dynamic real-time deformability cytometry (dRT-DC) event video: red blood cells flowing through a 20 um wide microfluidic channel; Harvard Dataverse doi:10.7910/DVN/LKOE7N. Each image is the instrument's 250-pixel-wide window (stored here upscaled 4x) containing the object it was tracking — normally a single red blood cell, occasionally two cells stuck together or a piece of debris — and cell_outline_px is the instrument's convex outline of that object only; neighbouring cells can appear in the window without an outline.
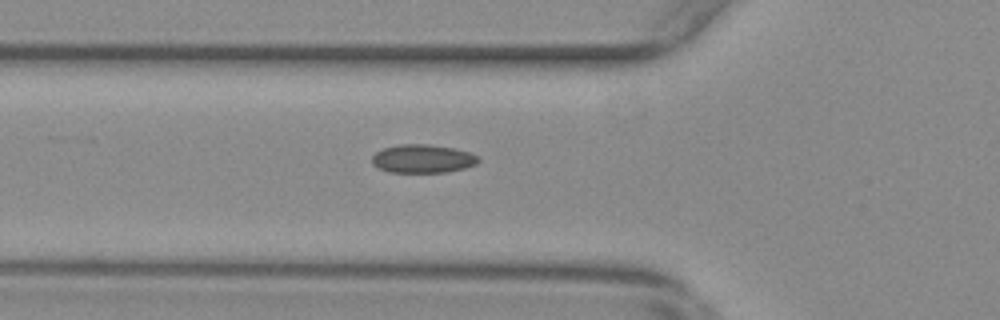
{"species": "common noctule bat (a hibernating species)", "species_latin": "Nyctalus noctula", "temperature_condition": "warm", "stored_images_in_passage": 44, "camera_frame_rate_fps": 3000, "um_per_image_px": 0.085, "animal": {"sex": "female", "body_mass_g": 29.2, "forearm_length_mm": 56.3}, "frame": {"image": 1, "passage_image": 11, "time_ms": 3.333, "image_size_px": [1000, 320], "cell_outline_px": [[480, 160], [476, 164], [464, 168], [444, 172], [388, 172], [372, 164], [372, 156], [376, 152], [384, 148], [400, 144], [428, 144], [456, 148], [480, 156]], "centroid_in_image_um": [35.95, 13.48], "position_along_channel_um": 89.9, "area_um2": 17.63}}
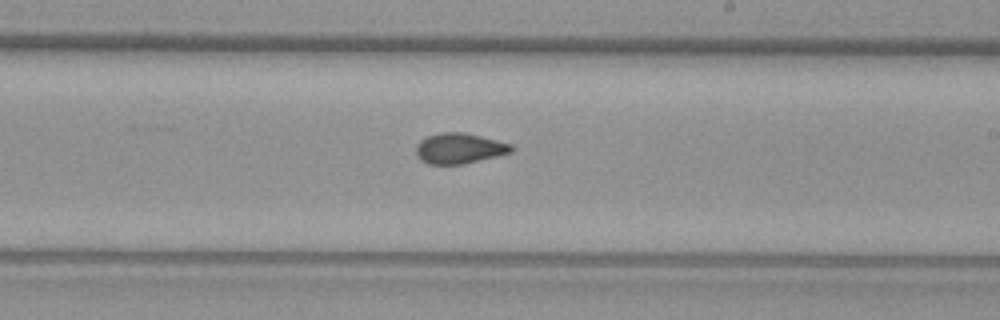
{"frame": {"image": 2, "passage_image": 24, "time_ms": 7.667, "image_size_px": [1000, 320], "cell_outline_px": [[516, 148], [512, 152], [460, 164], [428, 164], [420, 160], [416, 156], [416, 144], [420, 140], [428, 136], [440, 132], [464, 132], [512, 144]], "centroid_in_image_um": [39.02, 12.6], "position_along_channel_um": 250.0, "area_um2": 16.88}}
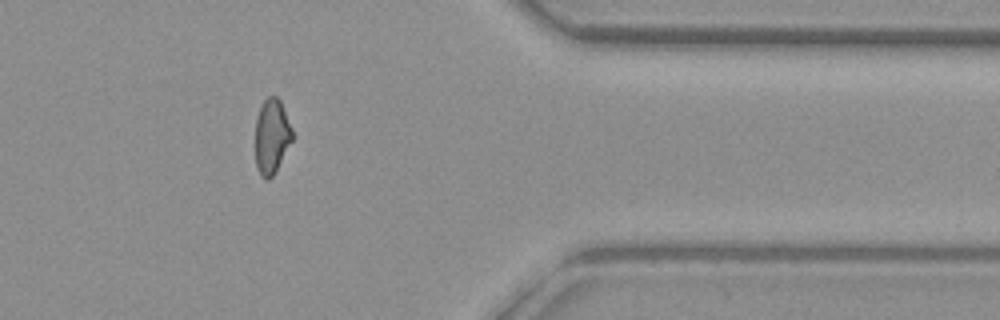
{"frame": {"image": 3, "passage_image": 37, "time_ms": 12.0, "image_size_px": [1000, 320], "cell_outline_px": [[292, 140], [276, 172], [268, 180], [264, 180], [260, 176], [256, 168], [256, 120], [260, 108], [264, 100], [268, 96], [276, 96], [280, 100], [292, 128]], "centroid_in_image_um": [23.09, 11.63], "position_along_channel_um": 388.3, "area_um2": 16.13}, "authors_computed_cell_mechanics": {"area_um2": 16.9932, "velocity_mm_per_s": 3.6863, "shape_relaxation_time_tau1_ms": null, "shape_relaxation_time_tau2_ms": 1.8996, "deformation_change_tau1": null, "deformation_change_tau2": 0.0642}}